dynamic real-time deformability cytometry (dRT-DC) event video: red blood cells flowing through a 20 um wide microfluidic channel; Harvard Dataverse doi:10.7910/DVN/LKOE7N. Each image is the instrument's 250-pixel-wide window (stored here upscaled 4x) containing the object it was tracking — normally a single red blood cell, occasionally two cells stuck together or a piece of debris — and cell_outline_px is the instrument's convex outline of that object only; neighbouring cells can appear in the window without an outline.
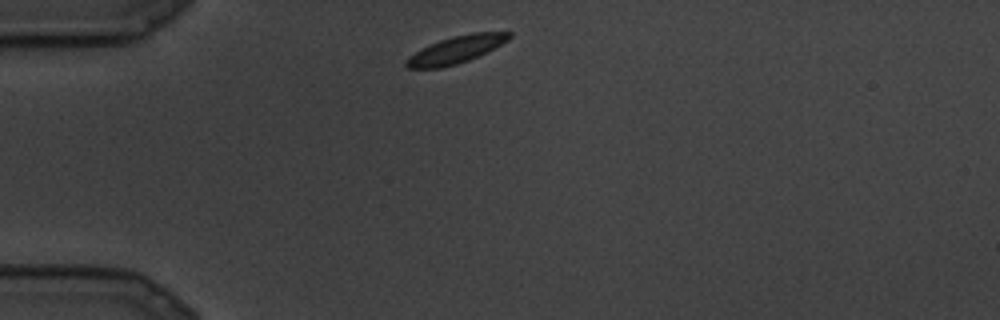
{"species": "common noctule bat (a hibernating species)", "species_latin": "Nyctalus noctula", "temperature_condition": "cold", "stored_images_in_passage": 4, "camera_frame_rate_fps": 3000, "um_per_image_px": 0.085, "animal": {"sex": "male", "body_mass_g": 19.5, "forearm_length_mm": 54.6}, "frame": {"image": 1, "passage_image": 1, "time_ms": 0.0, "image_size_px": [1000, 320], "cell_outline_px": [[512, 36], [508, 40], [468, 60], [456, 64], [440, 68], [408, 68], [404, 64], [404, 60], [408, 56], [440, 40], [452, 36], [472, 32], [512, 32]], "centroid_in_image_um": [38.73, 4.22], "position_along_channel_um": 46.3, "area_um2": 15.95}}
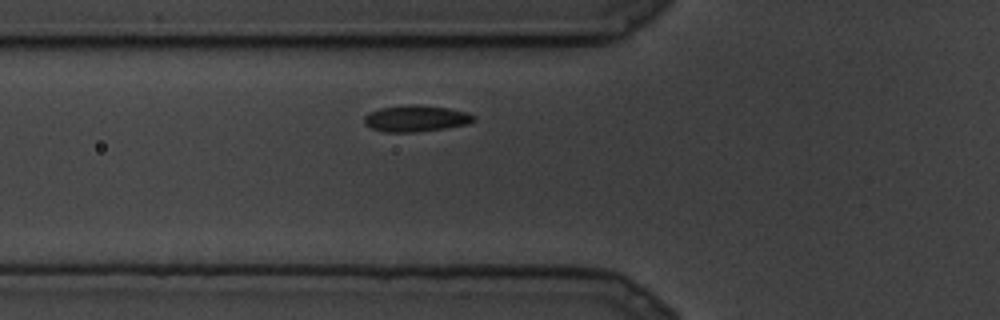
{"frame": {"image": 2, "passage_image": 4, "time_ms": 1.0, "image_size_px": [1000, 320], "cell_outline_px": [[476, 120], [468, 124], [444, 128], [416, 132], [384, 132], [372, 128], [364, 124], [364, 116], [368, 112], [380, 108], [408, 104], [412, 104], [448, 108], [464, 112], [476, 116]], "centroid_in_image_um": [35.32, 10.07], "position_along_channel_um": 90.5, "area_um2": 16.82}}